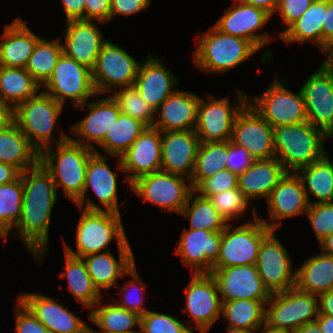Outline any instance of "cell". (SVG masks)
<instances>
[{"instance_id": "obj_34", "label": "cell", "mask_w": 333, "mask_h": 333, "mask_svg": "<svg viewBox=\"0 0 333 333\" xmlns=\"http://www.w3.org/2000/svg\"><path fill=\"white\" fill-rule=\"evenodd\" d=\"M327 10L328 0H314L298 20L279 33L280 40L286 44L312 41L323 52V23Z\"/></svg>"}, {"instance_id": "obj_19", "label": "cell", "mask_w": 333, "mask_h": 333, "mask_svg": "<svg viewBox=\"0 0 333 333\" xmlns=\"http://www.w3.org/2000/svg\"><path fill=\"white\" fill-rule=\"evenodd\" d=\"M94 152L87 163L83 194L74 204L79 209L103 210L92 202L89 197L88 199L85 197L88 189L91 188L99 202L106 208V211L121 214L117 198V174L107 165V155L106 157L103 156L96 149ZM86 199L87 201L85 202ZM84 203H86V206H84Z\"/></svg>"}, {"instance_id": "obj_41", "label": "cell", "mask_w": 333, "mask_h": 333, "mask_svg": "<svg viewBox=\"0 0 333 333\" xmlns=\"http://www.w3.org/2000/svg\"><path fill=\"white\" fill-rule=\"evenodd\" d=\"M147 127L142 121L120 113L99 146L105 154L121 157Z\"/></svg>"}, {"instance_id": "obj_14", "label": "cell", "mask_w": 333, "mask_h": 333, "mask_svg": "<svg viewBox=\"0 0 333 333\" xmlns=\"http://www.w3.org/2000/svg\"><path fill=\"white\" fill-rule=\"evenodd\" d=\"M191 277L190 284L185 288L186 306L182 309L189 318L188 322H183L191 330L196 323L200 333H208L212 324L221 316L222 300L216 281L210 273H192Z\"/></svg>"}, {"instance_id": "obj_63", "label": "cell", "mask_w": 333, "mask_h": 333, "mask_svg": "<svg viewBox=\"0 0 333 333\" xmlns=\"http://www.w3.org/2000/svg\"><path fill=\"white\" fill-rule=\"evenodd\" d=\"M12 121V110L0 103V130Z\"/></svg>"}, {"instance_id": "obj_22", "label": "cell", "mask_w": 333, "mask_h": 333, "mask_svg": "<svg viewBox=\"0 0 333 333\" xmlns=\"http://www.w3.org/2000/svg\"><path fill=\"white\" fill-rule=\"evenodd\" d=\"M236 2L227 9L214 26L222 33L246 39L259 50L262 49L272 39L266 33L256 32L259 29L262 31L272 16L261 8Z\"/></svg>"}, {"instance_id": "obj_35", "label": "cell", "mask_w": 333, "mask_h": 333, "mask_svg": "<svg viewBox=\"0 0 333 333\" xmlns=\"http://www.w3.org/2000/svg\"><path fill=\"white\" fill-rule=\"evenodd\" d=\"M295 271L299 290L316 296L333 290V256L320 252L306 259Z\"/></svg>"}, {"instance_id": "obj_36", "label": "cell", "mask_w": 333, "mask_h": 333, "mask_svg": "<svg viewBox=\"0 0 333 333\" xmlns=\"http://www.w3.org/2000/svg\"><path fill=\"white\" fill-rule=\"evenodd\" d=\"M40 89L42 87L26 69L0 65V103L12 111L35 96Z\"/></svg>"}, {"instance_id": "obj_28", "label": "cell", "mask_w": 333, "mask_h": 333, "mask_svg": "<svg viewBox=\"0 0 333 333\" xmlns=\"http://www.w3.org/2000/svg\"><path fill=\"white\" fill-rule=\"evenodd\" d=\"M151 53L140 63L134 87L154 110H156L175 90L178 78L168 70L163 61Z\"/></svg>"}, {"instance_id": "obj_4", "label": "cell", "mask_w": 333, "mask_h": 333, "mask_svg": "<svg viewBox=\"0 0 333 333\" xmlns=\"http://www.w3.org/2000/svg\"><path fill=\"white\" fill-rule=\"evenodd\" d=\"M62 110L61 103L44 91H39L12 111V120L30 143L41 152L49 146L63 143L70 138L62 131L60 139L56 142L52 134Z\"/></svg>"}, {"instance_id": "obj_67", "label": "cell", "mask_w": 333, "mask_h": 333, "mask_svg": "<svg viewBox=\"0 0 333 333\" xmlns=\"http://www.w3.org/2000/svg\"><path fill=\"white\" fill-rule=\"evenodd\" d=\"M264 330L261 333H293L291 331H287V330H280V329H273L268 327L267 325H263L262 327Z\"/></svg>"}, {"instance_id": "obj_39", "label": "cell", "mask_w": 333, "mask_h": 333, "mask_svg": "<svg viewBox=\"0 0 333 333\" xmlns=\"http://www.w3.org/2000/svg\"><path fill=\"white\" fill-rule=\"evenodd\" d=\"M265 307L262 301L249 299L222 301L221 313L227 329L260 330L265 324Z\"/></svg>"}, {"instance_id": "obj_62", "label": "cell", "mask_w": 333, "mask_h": 333, "mask_svg": "<svg viewBox=\"0 0 333 333\" xmlns=\"http://www.w3.org/2000/svg\"><path fill=\"white\" fill-rule=\"evenodd\" d=\"M323 333H333V317L318 313V316L315 321Z\"/></svg>"}, {"instance_id": "obj_44", "label": "cell", "mask_w": 333, "mask_h": 333, "mask_svg": "<svg viewBox=\"0 0 333 333\" xmlns=\"http://www.w3.org/2000/svg\"><path fill=\"white\" fill-rule=\"evenodd\" d=\"M62 53V43L59 37L51 41L40 38L25 69L42 87L52 75Z\"/></svg>"}, {"instance_id": "obj_7", "label": "cell", "mask_w": 333, "mask_h": 333, "mask_svg": "<svg viewBox=\"0 0 333 333\" xmlns=\"http://www.w3.org/2000/svg\"><path fill=\"white\" fill-rule=\"evenodd\" d=\"M268 304L270 308L265 309V325L293 333L303 325L315 322L319 313L318 296L296 286L271 294Z\"/></svg>"}, {"instance_id": "obj_6", "label": "cell", "mask_w": 333, "mask_h": 333, "mask_svg": "<svg viewBox=\"0 0 333 333\" xmlns=\"http://www.w3.org/2000/svg\"><path fill=\"white\" fill-rule=\"evenodd\" d=\"M198 38L193 62L206 73L229 71L259 51L252 42L222 33L214 25Z\"/></svg>"}, {"instance_id": "obj_20", "label": "cell", "mask_w": 333, "mask_h": 333, "mask_svg": "<svg viewBox=\"0 0 333 333\" xmlns=\"http://www.w3.org/2000/svg\"><path fill=\"white\" fill-rule=\"evenodd\" d=\"M221 238L222 232L184 228L174 253L195 271L191 273H211L220 254Z\"/></svg>"}, {"instance_id": "obj_64", "label": "cell", "mask_w": 333, "mask_h": 333, "mask_svg": "<svg viewBox=\"0 0 333 333\" xmlns=\"http://www.w3.org/2000/svg\"><path fill=\"white\" fill-rule=\"evenodd\" d=\"M320 244L321 252L333 256V234L325 237Z\"/></svg>"}, {"instance_id": "obj_12", "label": "cell", "mask_w": 333, "mask_h": 333, "mask_svg": "<svg viewBox=\"0 0 333 333\" xmlns=\"http://www.w3.org/2000/svg\"><path fill=\"white\" fill-rule=\"evenodd\" d=\"M281 80L275 79L263 94L253 97V103L248 98V103L273 128L307 121L301 90L293 93L285 88V81Z\"/></svg>"}, {"instance_id": "obj_56", "label": "cell", "mask_w": 333, "mask_h": 333, "mask_svg": "<svg viewBox=\"0 0 333 333\" xmlns=\"http://www.w3.org/2000/svg\"><path fill=\"white\" fill-rule=\"evenodd\" d=\"M151 0H112L110 8V20L117 15H134L146 9Z\"/></svg>"}, {"instance_id": "obj_18", "label": "cell", "mask_w": 333, "mask_h": 333, "mask_svg": "<svg viewBox=\"0 0 333 333\" xmlns=\"http://www.w3.org/2000/svg\"><path fill=\"white\" fill-rule=\"evenodd\" d=\"M210 274L216 281L222 301L249 299L266 305L271 297L256 265L213 267Z\"/></svg>"}, {"instance_id": "obj_30", "label": "cell", "mask_w": 333, "mask_h": 333, "mask_svg": "<svg viewBox=\"0 0 333 333\" xmlns=\"http://www.w3.org/2000/svg\"><path fill=\"white\" fill-rule=\"evenodd\" d=\"M0 39V65L25 69L40 37L18 17L6 24Z\"/></svg>"}, {"instance_id": "obj_51", "label": "cell", "mask_w": 333, "mask_h": 333, "mask_svg": "<svg viewBox=\"0 0 333 333\" xmlns=\"http://www.w3.org/2000/svg\"><path fill=\"white\" fill-rule=\"evenodd\" d=\"M238 187V175L227 168L205 179L194 191L204 198Z\"/></svg>"}, {"instance_id": "obj_10", "label": "cell", "mask_w": 333, "mask_h": 333, "mask_svg": "<svg viewBox=\"0 0 333 333\" xmlns=\"http://www.w3.org/2000/svg\"><path fill=\"white\" fill-rule=\"evenodd\" d=\"M187 180L189 184L186 183ZM130 187L143 199V202L149 201L163 211L178 214L194 191L190 179L162 170L138 177L130 184Z\"/></svg>"}, {"instance_id": "obj_21", "label": "cell", "mask_w": 333, "mask_h": 333, "mask_svg": "<svg viewBox=\"0 0 333 333\" xmlns=\"http://www.w3.org/2000/svg\"><path fill=\"white\" fill-rule=\"evenodd\" d=\"M161 131L147 127L133 145L121 156L117 169L126 172L129 184L138 177L161 170Z\"/></svg>"}, {"instance_id": "obj_33", "label": "cell", "mask_w": 333, "mask_h": 333, "mask_svg": "<svg viewBox=\"0 0 333 333\" xmlns=\"http://www.w3.org/2000/svg\"><path fill=\"white\" fill-rule=\"evenodd\" d=\"M39 158L40 152L13 120L0 130V162L24 172L35 167Z\"/></svg>"}, {"instance_id": "obj_1", "label": "cell", "mask_w": 333, "mask_h": 333, "mask_svg": "<svg viewBox=\"0 0 333 333\" xmlns=\"http://www.w3.org/2000/svg\"><path fill=\"white\" fill-rule=\"evenodd\" d=\"M23 185L22 215L15 226L17 237L38 262L48 250L49 226L58 192L50 173L39 162L21 172Z\"/></svg>"}, {"instance_id": "obj_5", "label": "cell", "mask_w": 333, "mask_h": 333, "mask_svg": "<svg viewBox=\"0 0 333 333\" xmlns=\"http://www.w3.org/2000/svg\"><path fill=\"white\" fill-rule=\"evenodd\" d=\"M82 210L76 231L77 252L64 243L67 254L81 258L90 254L104 253L115 237L118 247H131L127 239L121 214L106 210ZM104 250V251H102Z\"/></svg>"}, {"instance_id": "obj_58", "label": "cell", "mask_w": 333, "mask_h": 333, "mask_svg": "<svg viewBox=\"0 0 333 333\" xmlns=\"http://www.w3.org/2000/svg\"><path fill=\"white\" fill-rule=\"evenodd\" d=\"M333 41V0H328V10L323 23V51Z\"/></svg>"}, {"instance_id": "obj_3", "label": "cell", "mask_w": 333, "mask_h": 333, "mask_svg": "<svg viewBox=\"0 0 333 333\" xmlns=\"http://www.w3.org/2000/svg\"><path fill=\"white\" fill-rule=\"evenodd\" d=\"M94 153L69 138L43 149L39 162L50 173L55 187L61 186L65 197L75 203L83 194L87 163Z\"/></svg>"}, {"instance_id": "obj_42", "label": "cell", "mask_w": 333, "mask_h": 333, "mask_svg": "<svg viewBox=\"0 0 333 333\" xmlns=\"http://www.w3.org/2000/svg\"><path fill=\"white\" fill-rule=\"evenodd\" d=\"M228 140L200 142L190 183L195 190L205 179L226 168Z\"/></svg>"}, {"instance_id": "obj_48", "label": "cell", "mask_w": 333, "mask_h": 333, "mask_svg": "<svg viewBox=\"0 0 333 333\" xmlns=\"http://www.w3.org/2000/svg\"><path fill=\"white\" fill-rule=\"evenodd\" d=\"M127 275L128 277L131 276L133 278L131 280H128V283H126L127 285L125 284L123 287H120L121 288L120 290L124 292L123 293L124 297L121 299V302L116 301L115 303L121 308L129 310L130 312H134L139 316H143L149 311L144 307L142 308L143 302L145 301L143 296L145 293L146 284L142 281V279L138 275L135 263L127 271ZM138 291L141 292L139 293Z\"/></svg>"}, {"instance_id": "obj_53", "label": "cell", "mask_w": 333, "mask_h": 333, "mask_svg": "<svg viewBox=\"0 0 333 333\" xmlns=\"http://www.w3.org/2000/svg\"><path fill=\"white\" fill-rule=\"evenodd\" d=\"M254 159L248 151L228 140V154L226 168L231 172L239 175L251 166Z\"/></svg>"}, {"instance_id": "obj_38", "label": "cell", "mask_w": 333, "mask_h": 333, "mask_svg": "<svg viewBox=\"0 0 333 333\" xmlns=\"http://www.w3.org/2000/svg\"><path fill=\"white\" fill-rule=\"evenodd\" d=\"M65 271L59 276L67 278V289L74 295L76 301L88 309L95 307L102 294L95 287L82 258L74 257L65 252Z\"/></svg>"}, {"instance_id": "obj_27", "label": "cell", "mask_w": 333, "mask_h": 333, "mask_svg": "<svg viewBox=\"0 0 333 333\" xmlns=\"http://www.w3.org/2000/svg\"><path fill=\"white\" fill-rule=\"evenodd\" d=\"M18 299L50 333H86L85 322L54 299L40 293H21Z\"/></svg>"}, {"instance_id": "obj_54", "label": "cell", "mask_w": 333, "mask_h": 333, "mask_svg": "<svg viewBox=\"0 0 333 333\" xmlns=\"http://www.w3.org/2000/svg\"><path fill=\"white\" fill-rule=\"evenodd\" d=\"M314 0H280L275 11L288 27L298 20L309 8Z\"/></svg>"}, {"instance_id": "obj_40", "label": "cell", "mask_w": 333, "mask_h": 333, "mask_svg": "<svg viewBox=\"0 0 333 333\" xmlns=\"http://www.w3.org/2000/svg\"><path fill=\"white\" fill-rule=\"evenodd\" d=\"M99 300L89 313V320L94 323L101 331L106 333H140L133 328L138 325L140 328L141 316L121 308L116 303L100 304Z\"/></svg>"}, {"instance_id": "obj_52", "label": "cell", "mask_w": 333, "mask_h": 333, "mask_svg": "<svg viewBox=\"0 0 333 333\" xmlns=\"http://www.w3.org/2000/svg\"><path fill=\"white\" fill-rule=\"evenodd\" d=\"M16 333H50V331L17 299Z\"/></svg>"}, {"instance_id": "obj_9", "label": "cell", "mask_w": 333, "mask_h": 333, "mask_svg": "<svg viewBox=\"0 0 333 333\" xmlns=\"http://www.w3.org/2000/svg\"><path fill=\"white\" fill-rule=\"evenodd\" d=\"M42 87L45 88V93L63 106L67 100H71L74 106H80L97 95L91 69L64 53L59 57L52 75Z\"/></svg>"}, {"instance_id": "obj_50", "label": "cell", "mask_w": 333, "mask_h": 333, "mask_svg": "<svg viewBox=\"0 0 333 333\" xmlns=\"http://www.w3.org/2000/svg\"><path fill=\"white\" fill-rule=\"evenodd\" d=\"M306 214L318 242L333 234V202H311Z\"/></svg>"}, {"instance_id": "obj_13", "label": "cell", "mask_w": 333, "mask_h": 333, "mask_svg": "<svg viewBox=\"0 0 333 333\" xmlns=\"http://www.w3.org/2000/svg\"><path fill=\"white\" fill-rule=\"evenodd\" d=\"M237 92L236 104H231L228 97L214 99L213 95L205 101L200 97L197 107L195 132L200 142L227 141L231 139L237 114L248 103V97L242 91Z\"/></svg>"}, {"instance_id": "obj_59", "label": "cell", "mask_w": 333, "mask_h": 333, "mask_svg": "<svg viewBox=\"0 0 333 333\" xmlns=\"http://www.w3.org/2000/svg\"><path fill=\"white\" fill-rule=\"evenodd\" d=\"M21 176V171L15 166L0 162V185L13 182Z\"/></svg>"}, {"instance_id": "obj_2", "label": "cell", "mask_w": 333, "mask_h": 333, "mask_svg": "<svg viewBox=\"0 0 333 333\" xmlns=\"http://www.w3.org/2000/svg\"><path fill=\"white\" fill-rule=\"evenodd\" d=\"M273 139L275 157L283 164L287 172H296L327 154L323 140L330 137L305 121L274 127Z\"/></svg>"}, {"instance_id": "obj_46", "label": "cell", "mask_w": 333, "mask_h": 333, "mask_svg": "<svg viewBox=\"0 0 333 333\" xmlns=\"http://www.w3.org/2000/svg\"><path fill=\"white\" fill-rule=\"evenodd\" d=\"M112 98L118 104L121 113L131 116L152 127L156 119L155 110L142 99L136 88H121L111 93Z\"/></svg>"}, {"instance_id": "obj_23", "label": "cell", "mask_w": 333, "mask_h": 333, "mask_svg": "<svg viewBox=\"0 0 333 333\" xmlns=\"http://www.w3.org/2000/svg\"><path fill=\"white\" fill-rule=\"evenodd\" d=\"M270 223L261 219L271 230H276L285 218H292L307 212L308 200L300 177L296 172H286L266 200Z\"/></svg>"}, {"instance_id": "obj_17", "label": "cell", "mask_w": 333, "mask_h": 333, "mask_svg": "<svg viewBox=\"0 0 333 333\" xmlns=\"http://www.w3.org/2000/svg\"><path fill=\"white\" fill-rule=\"evenodd\" d=\"M230 141L245 148L254 160L275 158L273 127L249 103L237 114Z\"/></svg>"}, {"instance_id": "obj_11", "label": "cell", "mask_w": 333, "mask_h": 333, "mask_svg": "<svg viewBox=\"0 0 333 333\" xmlns=\"http://www.w3.org/2000/svg\"><path fill=\"white\" fill-rule=\"evenodd\" d=\"M140 63L124 48L106 41L91 69L92 81L98 94L114 92L117 88L133 87Z\"/></svg>"}, {"instance_id": "obj_31", "label": "cell", "mask_w": 333, "mask_h": 333, "mask_svg": "<svg viewBox=\"0 0 333 333\" xmlns=\"http://www.w3.org/2000/svg\"><path fill=\"white\" fill-rule=\"evenodd\" d=\"M119 262L110 251L81 257L87 271L99 292L110 290L119 277L127 276V271L135 263L131 247H118Z\"/></svg>"}, {"instance_id": "obj_26", "label": "cell", "mask_w": 333, "mask_h": 333, "mask_svg": "<svg viewBox=\"0 0 333 333\" xmlns=\"http://www.w3.org/2000/svg\"><path fill=\"white\" fill-rule=\"evenodd\" d=\"M65 37L62 43L63 53L92 69L95 65L97 55L107 41L102 32L91 20H69L66 21Z\"/></svg>"}, {"instance_id": "obj_57", "label": "cell", "mask_w": 333, "mask_h": 333, "mask_svg": "<svg viewBox=\"0 0 333 333\" xmlns=\"http://www.w3.org/2000/svg\"><path fill=\"white\" fill-rule=\"evenodd\" d=\"M66 21L85 20V0H62Z\"/></svg>"}, {"instance_id": "obj_61", "label": "cell", "mask_w": 333, "mask_h": 333, "mask_svg": "<svg viewBox=\"0 0 333 333\" xmlns=\"http://www.w3.org/2000/svg\"><path fill=\"white\" fill-rule=\"evenodd\" d=\"M319 312L333 317V290L318 296Z\"/></svg>"}, {"instance_id": "obj_43", "label": "cell", "mask_w": 333, "mask_h": 333, "mask_svg": "<svg viewBox=\"0 0 333 333\" xmlns=\"http://www.w3.org/2000/svg\"><path fill=\"white\" fill-rule=\"evenodd\" d=\"M195 194V191L190 194L188 202L179 215L187 217L190 220L189 229L222 232L229 223L216 210L208 198H204L199 194L194 197ZM193 197L194 200L191 203Z\"/></svg>"}, {"instance_id": "obj_70", "label": "cell", "mask_w": 333, "mask_h": 333, "mask_svg": "<svg viewBox=\"0 0 333 333\" xmlns=\"http://www.w3.org/2000/svg\"><path fill=\"white\" fill-rule=\"evenodd\" d=\"M86 333H106V332H103V331L102 332L101 331L97 332V331H95V330H93V329H91L90 327L87 326Z\"/></svg>"}, {"instance_id": "obj_25", "label": "cell", "mask_w": 333, "mask_h": 333, "mask_svg": "<svg viewBox=\"0 0 333 333\" xmlns=\"http://www.w3.org/2000/svg\"><path fill=\"white\" fill-rule=\"evenodd\" d=\"M89 111L88 116L80 120V122L73 124L72 129L79 140L70 138L73 142L95 150L92 142L100 145L108 132L109 128L117 120L120 115V110L116 101L111 95L106 98H101L97 101L85 102L80 105L83 111ZM84 138V140L82 139ZM82 140V141H81Z\"/></svg>"}, {"instance_id": "obj_68", "label": "cell", "mask_w": 333, "mask_h": 333, "mask_svg": "<svg viewBox=\"0 0 333 333\" xmlns=\"http://www.w3.org/2000/svg\"><path fill=\"white\" fill-rule=\"evenodd\" d=\"M259 330H242V329H227V333H255Z\"/></svg>"}, {"instance_id": "obj_45", "label": "cell", "mask_w": 333, "mask_h": 333, "mask_svg": "<svg viewBox=\"0 0 333 333\" xmlns=\"http://www.w3.org/2000/svg\"><path fill=\"white\" fill-rule=\"evenodd\" d=\"M22 177L0 185V223L10 232L22 215Z\"/></svg>"}, {"instance_id": "obj_65", "label": "cell", "mask_w": 333, "mask_h": 333, "mask_svg": "<svg viewBox=\"0 0 333 333\" xmlns=\"http://www.w3.org/2000/svg\"><path fill=\"white\" fill-rule=\"evenodd\" d=\"M294 333H323L316 322H311L303 325Z\"/></svg>"}, {"instance_id": "obj_49", "label": "cell", "mask_w": 333, "mask_h": 333, "mask_svg": "<svg viewBox=\"0 0 333 333\" xmlns=\"http://www.w3.org/2000/svg\"><path fill=\"white\" fill-rule=\"evenodd\" d=\"M140 333H193L188 325L174 316L148 311L141 316Z\"/></svg>"}, {"instance_id": "obj_37", "label": "cell", "mask_w": 333, "mask_h": 333, "mask_svg": "<svg viewBox=\"0 0 333 333\" xmlns=\"http://www.w3.org/2000/svg\"><path fill=\"white\" fill-rule=\"evenodd\" d=\"M296 173L302 181L309 204V193L317 199L315 203L333 202V163L328 154L311 165L298 169Z\"/></svg>"}, {"instance_id": "obj_69", "label": "cell", "mask_w": 333, "mask_h": 333, "mask_svg": "<svg viewBox=\"0 0 333 333\" xmlns=\"http://www.w3.org/2000/svg\"><path fill=\"white\" fill-rule=\"evenodd\" d=\"M9 231L0 223V236L3 238L5 241L6 238L8 237Z\"/></svg>"}, {"instance_id": "obj_15", "label": "cell", "mask_w": 333, "mask_h": 333, "mask_svg": "<svg viewBox=\"0 0 333 333\" xmlns=\"http://www.w3.org/2000/svg\"><path fill=\"white\" fill-rule=\"evenodd\" d=\"M285 247L272 230L261 242L256 267L261 280L271 294L296 286V271Z\"/></svg>"}, {"instance_id": "obj_16", "label": "cell", "mask_w": 333, "mask_h": 333, "mask_svg": "<svg viewBox=\"0 0 333 333\" xmlns=\"http://www.w3.org/2000/svg\"><path fill=\"white\" fill-rule=\"evenodd\" d=\"M307 121L333 136V70L320 65L301 87Z\"/></svg>"}, {"instance_id": "obj_29", "label": "cell", "mask_w": 333, "mask_h": 333, "mask_svg": "<svg viewBox=\"0 0 333 333\" xmlns=\"http://www.w3.org/2000/svg\"><path fill=\"white\" fill-rule=\"evenodd\" d=\"M199 100L196 94L176 89L155 110L159 120L152 127L161 132L195 130Z\"/></svg>"}, {"instance_id": "obj_55", "label": "cell", "mask_w": 333, "mask_h": 333, "mask_svg": "<svg viewBox=\"0 0 333 333\" xmlns=\"http://www.w3.org/2000/svg\"><path fill=\"white\" fill-rule=\"evenodd\" d=\"M112 0H85V20L97 22L110 21Z\"/></svg>"}, {"instance_id": "obj_24", "label": "cell", "mask_w": 333, "mask_h": 333, "mask_svg": "<svg viewBox=\"0 0 333 333\" xmlns=\"http://www.w3.org/2000/svg\"><path fill=\"white\" fill-rule=\"evenodd\" d=\"M199 145L195 130L161 132V170L190 179Z\"/></svg>"}, {"instance_id": "obj_60", "label": "cell", "mask_w": 333, "mask_h": 333, "mask_svg": "<svg viewBox=\"0 0 333 333\" xmlns=\"http://www.w3.org/2000/svg\"><path fill=\"white\" fill-rule=\"evenodd\" d=\"M240 3L255 6L268 12L271 16L275 14V11L280 3V0H234Z\"/></svg>"}, {"instance_id": "obj_32", "label": "cell", "mask_w": 333, "mask_h": 333, "mask_svg": "<svg viewBox=\"0 0 333 333\" xmlns=\"http://www.w3.org/2000/svg\"><path fill=\"white\" fill-rule=\"evenodd\" d=\"M283 164L275 157L254 160L250 167L238 175V188L252 199H268L273 188L286 174Z\"/></svg>"}, {"instance_id": "obj_47", "label": "cell", "mask_w": 333, "mask_h": 333, "mask_svg": "<svg viewBox=\"0 0 333 333\" xmlns=\"http://www.w3.org/2000/svg\"><path fill=\"white\" fill-rule=\"evenodd\" d=\"M208 199L228 223L246 212L250 202L238 187L212 195Z\"/></svg>"}, {"instance_id": "obj_8", "label": "cell", "mask_w": 333, "mask_h": 333, "mask_svg": "<svg viewBox=\"0 0 333 333\" xmlns=\"http://www.w3.org/2000/svg\"><path fill=\"white\" fill-rule=\"evenodd\" d=\"M253 219L235 228L229 223L222 231L220 254L213 267L256 265L260 244L272 230L261 221L255 207Z\"/></svg>"}, {"instance_id": "obj_66", "label": "cell", "mask_w": 333, "mask_h": 333, "mask_svg": "<svg viewBox=\"0 0 333 333\" xmlns=\"http://www.w3.org/2000/svg\"><path fill=\"white\" fill-rule=\"evenodd\" d=\"M322 53L327 55V59L323 61L322 65L332 68L333 67V41L327 45L326 49Z\"/></svg>"}]
</instances>
